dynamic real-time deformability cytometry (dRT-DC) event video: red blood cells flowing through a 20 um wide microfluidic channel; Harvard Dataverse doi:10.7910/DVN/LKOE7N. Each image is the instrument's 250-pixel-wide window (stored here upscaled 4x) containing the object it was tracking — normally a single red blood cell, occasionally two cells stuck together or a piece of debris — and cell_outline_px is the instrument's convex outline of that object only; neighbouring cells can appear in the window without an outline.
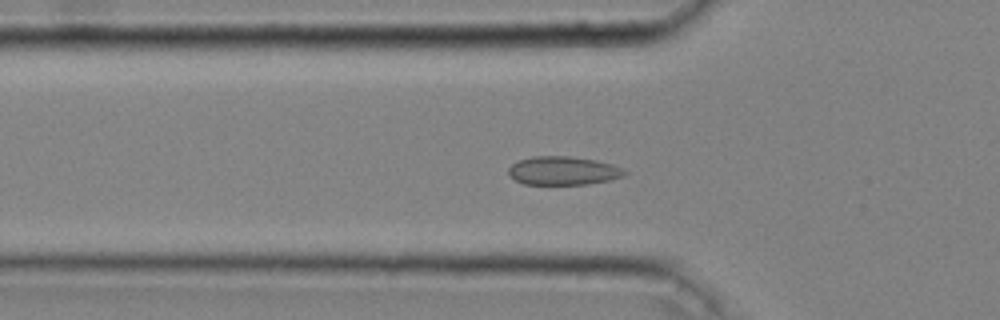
{"species": "common noctule bat (a hibernating species)", "species_latin": "Nyctalus noctula", "temperature_condition": "cold", "stored_images_in_passage": 36, "camera_frame_rate_fps": 3000, "um_per_image_px": 0.085, "animal": {"sex": "male", "body_mass_g": 20.4}, "frame": {"image": 1, "passage_image": 6, "time_ms": 1.667, "image_size_px": [1000, 320], "cell_outline_px": [[628, 172], [624, 176], [608, 180], [588, 184], [524, 184], [516, 180], [508, 172], [508, 168], [516, 160], [532, 156], [568, 156], [596, 160], [612, 164], [624, 168]], "centroid_in_image_um": [47.88, 14.5], "position_along_channel_um": 77.9, "area_um2": 19.36}}
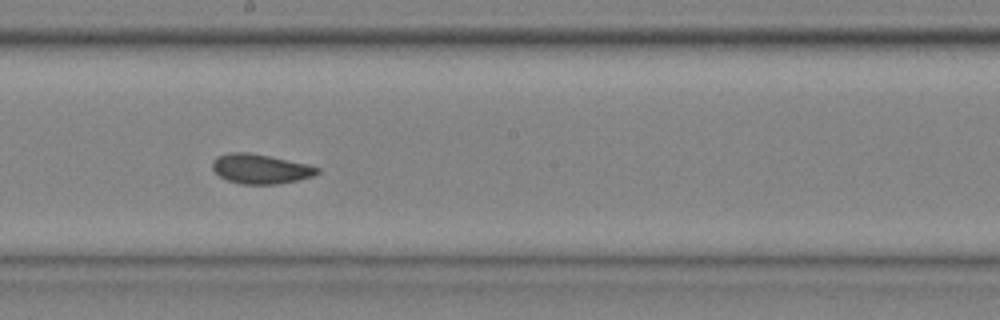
{"frame": {"image": 2, "passage_image": 17, "time_ms": 5.333, "image_size_px": [1000, 320], "cell_outline_px": [[320, 172], [312, 176], [296, 180], [276, 184], [240, 184], [228, 180], [220, 176], [212, 168], [212, 160], [216, 156], [228, 152], [248, 152], [308, 164], [320, 168]], "centroid_in_image_um": [22.11, 14.34], "position_along_channel_um": 226.1, "area_um2": 18.03}}
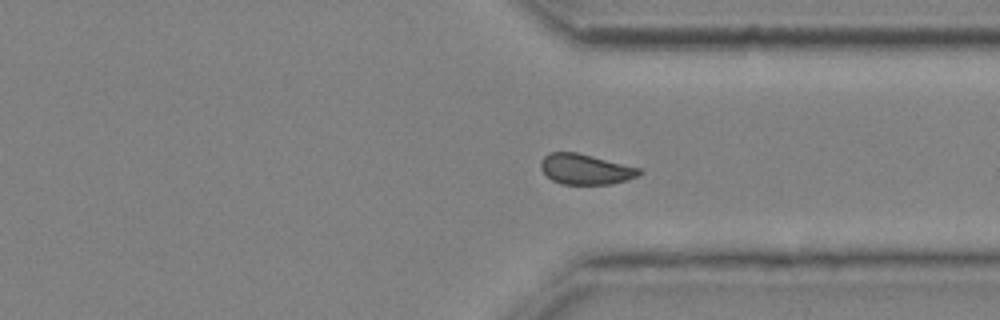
{"frame": {"image": 3, "passage_image": 27, "time_ms": 8.667, "image_size_px": [1000, 320], "cell_outline_px": [[644, 172], [636, 176], [612, 184], [564, 184], [552, 180], [540, 168], [540, 160], [548, 152], [576, 152], [640, 168]], "centroid_in_image_um": [49.73, 14.37], "position_along_channel_um": 361.7, "area_um2": 17.28}}